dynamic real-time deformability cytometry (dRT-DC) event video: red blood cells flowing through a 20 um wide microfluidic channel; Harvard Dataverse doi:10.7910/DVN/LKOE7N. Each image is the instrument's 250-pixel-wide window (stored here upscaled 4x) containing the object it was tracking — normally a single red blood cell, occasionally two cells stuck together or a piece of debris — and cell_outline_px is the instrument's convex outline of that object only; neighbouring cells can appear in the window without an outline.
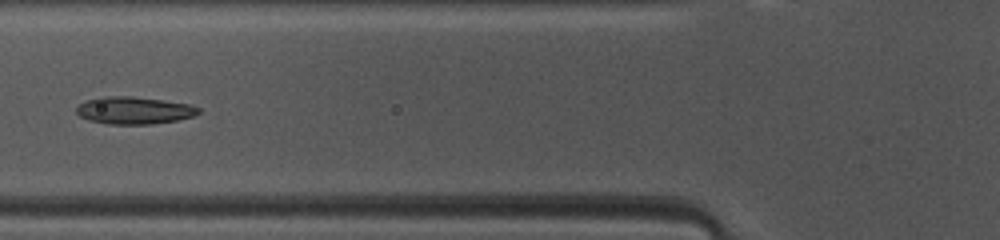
{"species": "common noctule bat (a hibernating species)", "species_latin": "Nyctalus noctula", "temperature_condition": "warm", "stored_images_in_passage": 40, "camera_frame_rate_fps": 3000, "um_per_image_px": 0.085, "animal": {"sex": "female", "body_mass_g": 10.0, "forearm_length_mm": 53.1}, "frame": {"image": 1, "passage_image": 10, "time_ms": 3.0, "image_size_px": [1000, 240], "cell_outline_px": [[200, 112], [192, 116], [176, 120], [152, 124], [108, 124], [88, 120], [80, 116], [76, 112], [76, 108], [84, 100], [100, 96], [132, 96], [164, 100], [188, 104], [200, 108]], "centroid_in_image_um": [11.35, 9.37], "position_along_channel_um": 114.4, "area_um2": 19.48}}
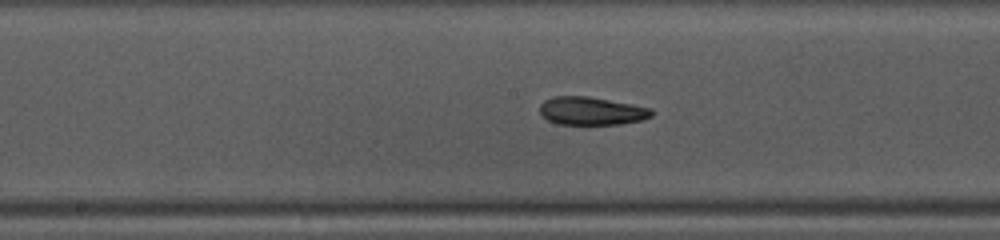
{"frame": {"image": 2, "passage_image": 16, "time_ms": 5.0, "image_size_px": [1000, 240], "cell_outline_px": [[652, 116], [640, 120], [620, 124], [556, 124], [540, 116], [540, 104], [544, 100], [552, 96], [588, 96], [632, 104], [652, 108]], "centroid_in_image_um": [50.23, 9.42], "position_along_channel_um": 198.0, "area_um2": 18.38}}
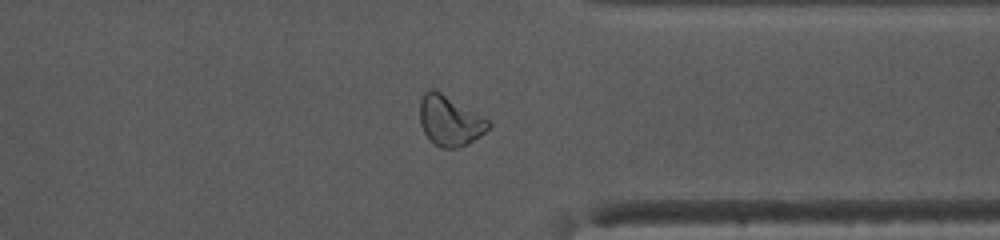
{"frame": {"image": 3, "passage_image": 29, "time_ms": 9.333, "image_size_px": [1000, 240], "cell_outline_px": [[492, 124], [480, 136], [468, 144], [456, 148], [440, 148], [424, 132], [420, 124], [420, 100], [424, 92], [432, 88], [436, 88], [488, 120]], "centroid_in_image_um": [38.21, 10.24], "position_along_channel_um": 373.2, "area_um2": 19.94}, "authors_computed_cell_mechanics": {"area_um2": 19.5075, "velocity_mm_per_s": 4.1558, "shape_relaxation_time_tau1_ms": 6.4002, "shape_relaxation_time_tau2_ms": 3.7414, "deformation_change_tau1": 0.1699, "deformation_change_tau2": 0.1088}}